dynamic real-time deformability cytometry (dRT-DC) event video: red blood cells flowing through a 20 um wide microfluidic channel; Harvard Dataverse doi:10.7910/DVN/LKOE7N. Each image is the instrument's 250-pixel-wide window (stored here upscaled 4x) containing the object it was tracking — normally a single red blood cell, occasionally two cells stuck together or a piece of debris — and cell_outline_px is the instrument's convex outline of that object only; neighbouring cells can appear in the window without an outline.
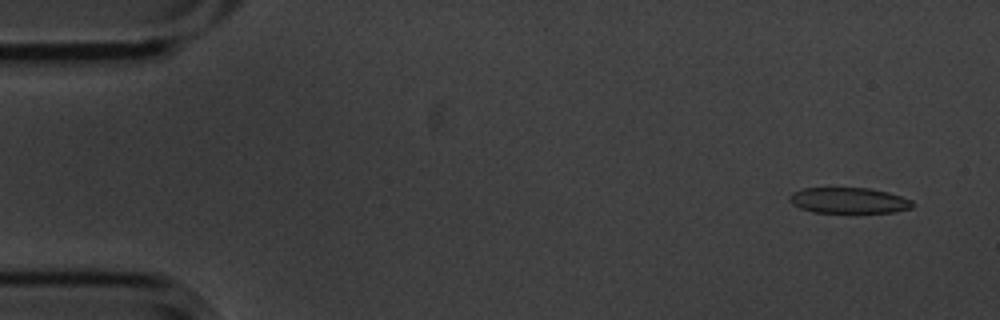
{"species": "common noctule bat (a hibernating species)", "species_latin": "Nyctalus noctula", "temperature_condition": "cold", "stored_images_in_passage": 55, "camera_frame_rate_fps": 3000, "um_per_image_px": 0.085, "animal": {"sex": "male", "body_mass_g": 20.1, "forearm_length_mm": 53.5}, "frame": {"image": 1, "passage_image": 3, "time_ms": 0.667, "image_size_px": [1000, 320], "cell_outline_px": [[916, 204], [912, 208], [896, 212], [812, 212], [800, 208], [792, 204], [788, 196], [792, 192], [804, 188], [868, 188], [888, 192], [912, 200]], "centroid_in_image_um": [72.16, 17.04], "position_along_channel_um": 12.8, "area_um2": 18.5}}
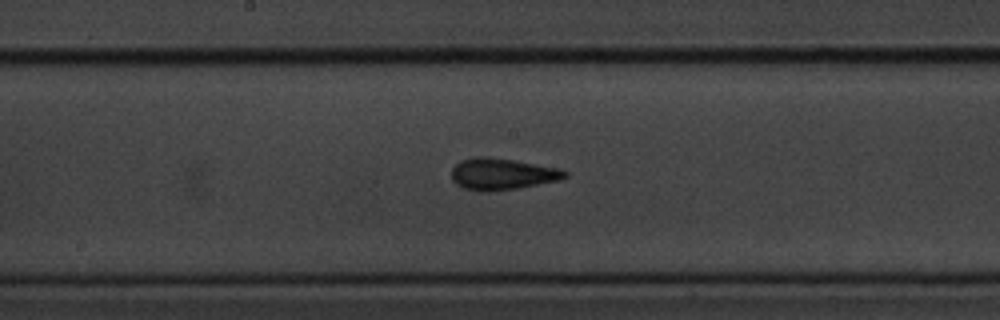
{"frame": {"image": 2, "passage_image": 28, "time_ms": 9.0, "image_size_px": [1000, 320], "cell_outline_px": [[568, 176], [560, 180], [516, 188], [488, 192], [480, 192], [464, 188], [456, 184], [452, 180], [452, 168], [460, 160], [476, 156], [488, 156], [560, 168], [568, 172]], "centroid_in_image_um": [42.66, 14.79], "position_along_channel_um": 205.5, "area_um2": 20.92}}
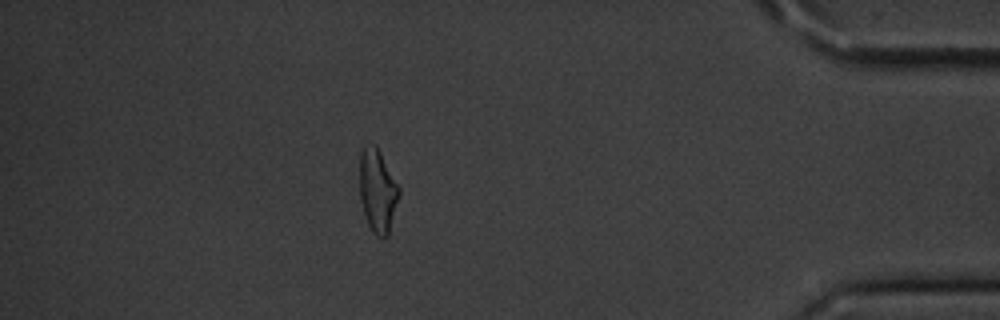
{"frame": {"image": 3, "passage_image": 48, "time_ms": 15.667, "image_size_px": [1000, 320], "cell_outline_px": [[400, 192], [388, 236], [376, 236], [372, 232], [368, 224], [360, 200], [360, 156], [364, 148], [372, 144], [376, 144], [400, 184]], "centroid_in_image_um": [32.12, 16.2], "position_along_channel_um": 403.1, "area_um2": 19.19}, "authors_computed_cell_mechanics": {"area_um2": 19.652, "velocity_mm_per_s": 3.6194, "shape_relaxation_time_tau1_ms": 5.2539, "shape_relaxation_time_tau2_ms": 1.7571, "deformation_change_tau1": 0.1554, "deformation_change_tau2": 0.1138}}